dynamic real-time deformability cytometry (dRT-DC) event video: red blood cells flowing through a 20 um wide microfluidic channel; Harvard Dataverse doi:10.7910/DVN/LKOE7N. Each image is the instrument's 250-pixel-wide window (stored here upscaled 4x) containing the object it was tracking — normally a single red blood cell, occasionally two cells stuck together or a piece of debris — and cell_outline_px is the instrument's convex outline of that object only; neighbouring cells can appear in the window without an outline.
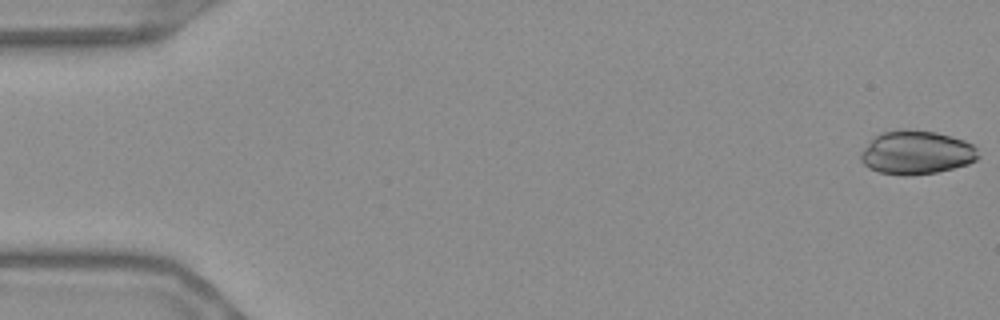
{"species": "Egyptian fruit bat (a non-hibernating species)", "species_latin": "Rousettus aegyptiacus", "temperature_condition": "warm", "stored_images_in_passage": 55, "camera_frame_rate_fps": 3000, "um_per_image_px": 0.085, "frame": {"image": 1, "passage_image": 1, "time_ms": 0.0, "image_size_px": [1000, 320], "cell_outline_px": [[980, 156], [976, 160], [968, 164], [936, 172], [908, 176], [904, 176], [880, 172], [868, 168], [860, 160], [860, 152], [880, 132], [904, 128], [936, 132], [964, 140], [972, 144], [976, 148]], "centroid_in_image_um": [77.89, 12.96], "position_along_channel_um": 7.1, "area_um2": 30.0}}
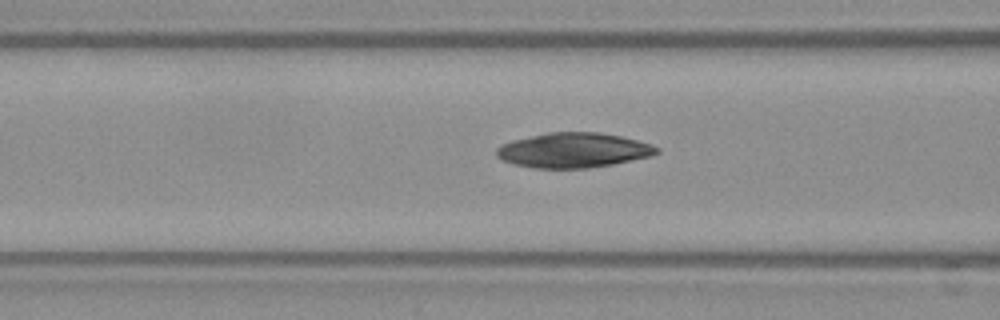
{"frame": {"image": 2, "passage_image": 22, "time_ms": 7.0, "image_size_px": [1000, 320], "cell_outline_px": [[660, 152], [652, 156], [612, 164], [588, 168], [532, 168], [512, 164], [496, 156], [496, 148], [500, 144], [512, 140], [548, 132], [600, 132], [620, 136], [652, 144], [660, 148]], "centroid_in_image_um": [48.73, 12.77], "position_along_channel_um": 117.9, "area_um2": 32.71}}
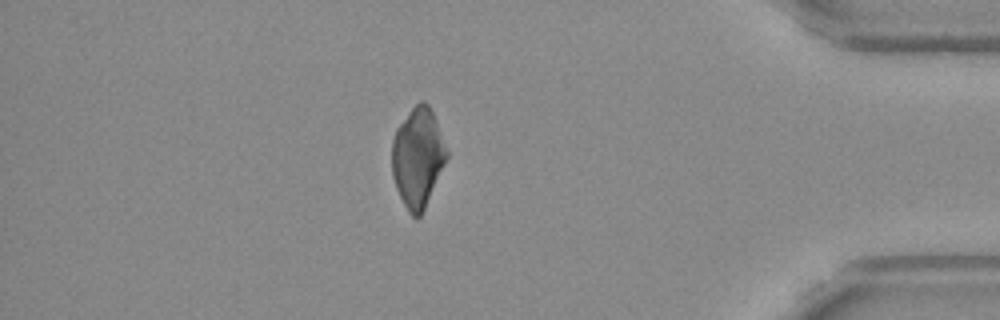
{"frame": {"image": 3, "passage_image": 48, "time_ms": 15.667, "image_size_px": [1000, 320], "cell_outline_px": [[448, 156], [424, 208], [420, 216], [416, 220], [408, 212], [396, 188], [392, 176], [392, 140], [396, 128], [408, 112], [420, 100], [424, 100], [428, 104], [432, 112], [448, 152]], "centroid_in_image_um": [35.48, 13.38], "position_along_channel_um": 399.7, "area_um2": 31.39}}